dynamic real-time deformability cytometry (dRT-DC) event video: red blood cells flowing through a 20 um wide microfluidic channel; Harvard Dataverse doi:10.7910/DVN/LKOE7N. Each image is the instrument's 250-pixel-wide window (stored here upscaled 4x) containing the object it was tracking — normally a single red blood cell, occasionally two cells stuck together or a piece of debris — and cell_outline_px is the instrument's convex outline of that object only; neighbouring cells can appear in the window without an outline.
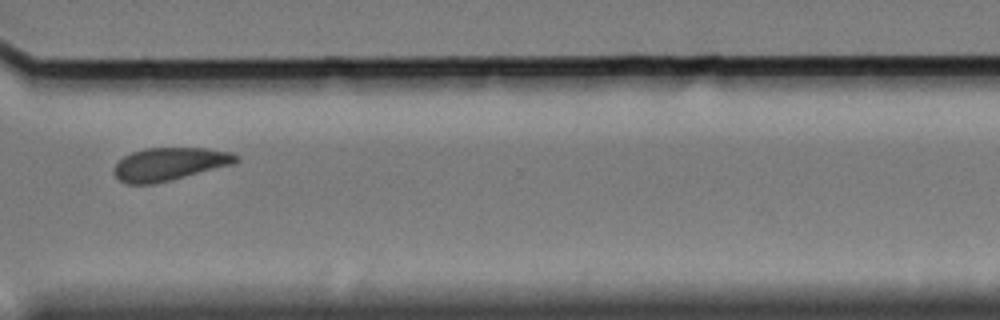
{"species": "Egyptian fruit bat (a non-hibernating species)", "species_latin": "Rousettus aegyptiacus", "temperature_condition": "cold", "stored_images_in_passage": 12, "camera_frame_rate_fps": 3000, "um_per_image_px": 0.085, "animal": {"sex": "female"}, "frame": {"image": 1, "passage_image": 9, "time_ms": 9.667, "image_size_px": [1000, 320], "cell_outline_px": [[240, 160], [236, 164], [152, 184], [128, 184], [120, 180], [112, 172], [112, 168], [124, 156], [132, 152], [144, 148], [208, 148], [232, 152], [240, 156]], "centroid_in_image_um": [14.45, 13.93], "position_along_channel_um": 356.2, "area_um2": 23.58}}
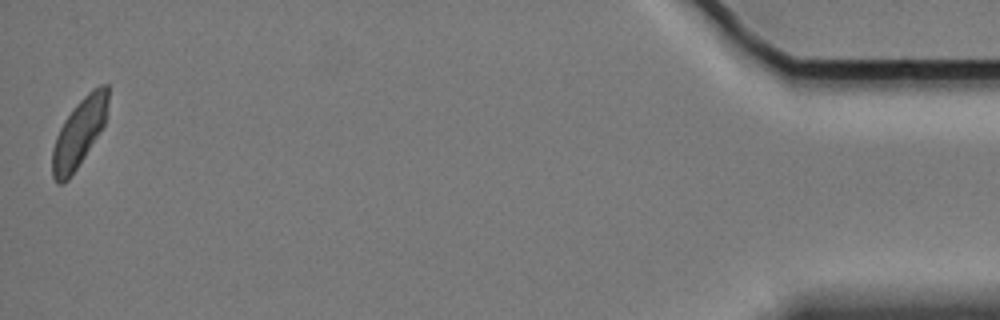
{"frame": {"image": 2, "passage_image": 12, "time_ms": 14.333, "image_size_px": [1000, 320], "cell_outline_px": [[108, 116], [104, 124], [84, 156], [68, 180], [64, 184], [56, 184], [52, 176], [52, 148], [56, 136], [64, 120], [72, 108], [92, 88], [100, 84], [108, 84]], "centroid_in_image_um": [6.72, 11.27], "position_along_channel_um": 428.5, "area_um2": 22.14}, "authors_computed_cell_mechanics": {"area_um2": 20.808, "velocity_mm_per_s": 3.3521, "shape_relaxation_time_tau1_ms": 4.6036, "shape_relaxation_time_tau2_ms": 4.7127, "deformation_change_tau1": 0.1245, "deformation_change_tau2": 0.0858}}